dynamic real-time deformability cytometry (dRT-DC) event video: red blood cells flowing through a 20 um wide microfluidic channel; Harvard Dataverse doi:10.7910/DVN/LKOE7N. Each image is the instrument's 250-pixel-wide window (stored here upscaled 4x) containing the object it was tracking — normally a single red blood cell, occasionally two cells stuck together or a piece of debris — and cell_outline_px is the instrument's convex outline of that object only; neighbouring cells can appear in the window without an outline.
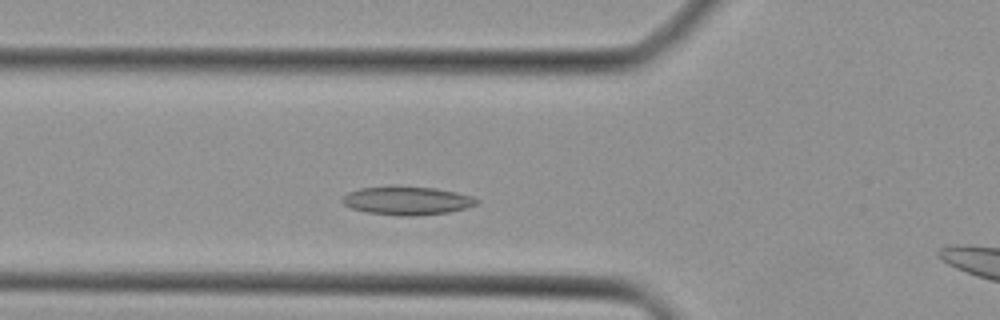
{"species": "Egyptian fruit bat (a non-hibernating species)", "species_latin": "Rousettus aegyptiacus", "temperature_condition": "cold", "stored_images_in_passage": 36, "camera_frame_rate_fps": 3000, "um_per_image_px": 0.085, "animal": {"sex": "female"}, "frame": {"image": 1, "passage_image": 6, "time_ms": 1.667, "image_size_px": [1000, 320], "cell_outline_px": [[480, 200], [476, 204], [468, 208], [448, 212], [412, 216], [400, 216], [368, 212], [352, 208], [344, 204], [340, 200], [348, 192], [360, 188], [436, 188], [456, 192], [472, 196]], "centroid_in_image_um": [34.64, 17.08], "position_along_channel_um": 91.2, "area_um2": 21.62}}
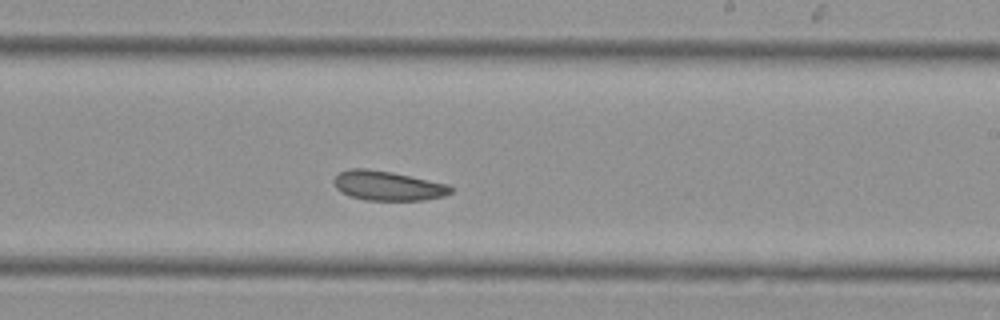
{"frame": {"image": 2, "passage_image": 17, "time_ms": 5.333, "image_size_px": [1000, 320], "cell_outline_px": [[452, 192], [444, 196], [424, 200], [364, 200], [340, 192], [336, 188], [332, 180], [340, 172], [348, 168], [368, 168], [392, 172], [448, 184], [452, 188]], "centroid_in_image_um": [32.94, 15.78], "position_along_channel_um": 256.1, "area_um2": 20.17}}
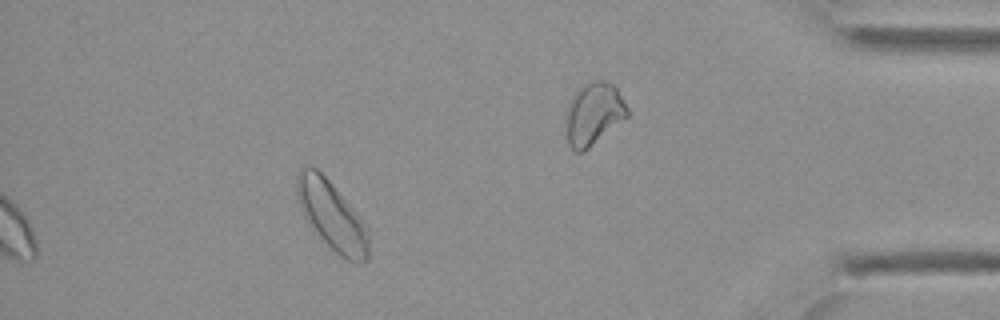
{"frame": {"image": 3, "passage_image": 36, "time_ms": 11.667, "image_size_px": [1000, 320], "cell_outline_px": [[368, 260], [364, 264], [348, 260], [340, 256], [316, 236], [308, 224], [300, 208], [296, 196], [296, 176], [300, 168], [304, 164], [308, 164], [316, 168], [332, 184], [356, 212], [368, 232]], "centroid_in_image_um": [28.15, 18.33], "position_along_channel_um": 407.1, "area_um2": 29.02}}